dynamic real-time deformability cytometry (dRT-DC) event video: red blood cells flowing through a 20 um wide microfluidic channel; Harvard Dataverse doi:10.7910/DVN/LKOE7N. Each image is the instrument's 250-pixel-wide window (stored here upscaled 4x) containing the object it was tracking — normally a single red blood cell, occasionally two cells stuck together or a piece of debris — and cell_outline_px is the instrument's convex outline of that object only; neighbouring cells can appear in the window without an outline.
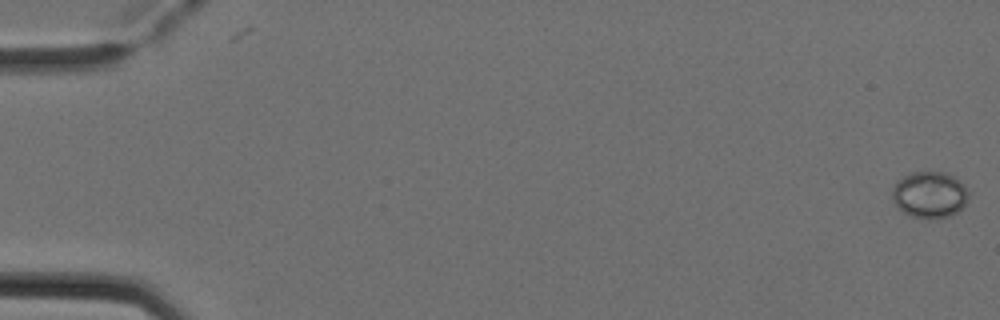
{"species": "Egyptian fruit bat (a non-hibernating species)", "species_latin": "Rousettus aegyptiacus", "temperature_condition": "cold", "stored_images_in_passage": 5, "camera_frame_rate_fps": 3000, "um_per_image_px": 0.085, "animal": {"sex": "female"}, "frame": {"image": 1, "passage_image": 1, "time_ms": 0.0, "image_size_px": [1000, 320], "cell_outline_px": [[968, 200], [956, 212], [948, 216], [912, 216], [904, 212], [896, 204], [892, 196], [892, 188], [896, 180], [908, 172], [944, 172], [960, 180], [964, 184], [968, 192]], "centroid_in_image_um": [79.0, 16.49], "position_along_channel_um": 6.0, "area_um2": 20.23}}
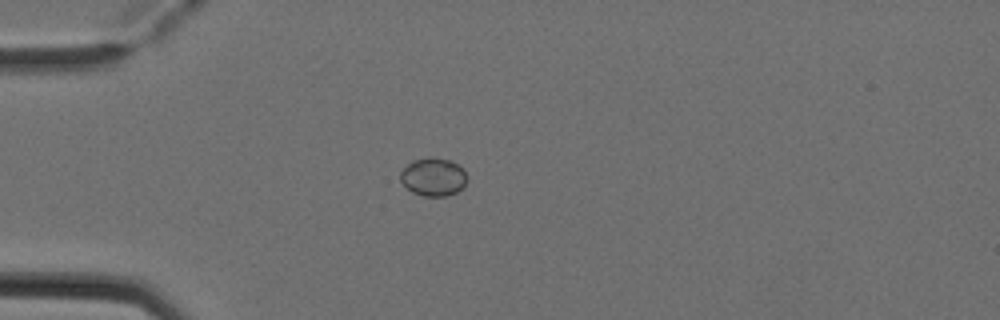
{"frame": {"image": 2, "passage_image": 5, "time_ms": 1.333, "image_size_px": [1000, 320], "cell_outline_px": [[468, 180], [456, 192], [444, 196], [424, 196], [412, 192], [400, 180], [400, 172], [412, 160], [428, 156], [432, 156], [452, 160], [464, 168], [468, 176]], "centroid_in_image_um": [36.85, 15.0], "position_along_channel_um": 48.1, "area_um2": 15.03}}